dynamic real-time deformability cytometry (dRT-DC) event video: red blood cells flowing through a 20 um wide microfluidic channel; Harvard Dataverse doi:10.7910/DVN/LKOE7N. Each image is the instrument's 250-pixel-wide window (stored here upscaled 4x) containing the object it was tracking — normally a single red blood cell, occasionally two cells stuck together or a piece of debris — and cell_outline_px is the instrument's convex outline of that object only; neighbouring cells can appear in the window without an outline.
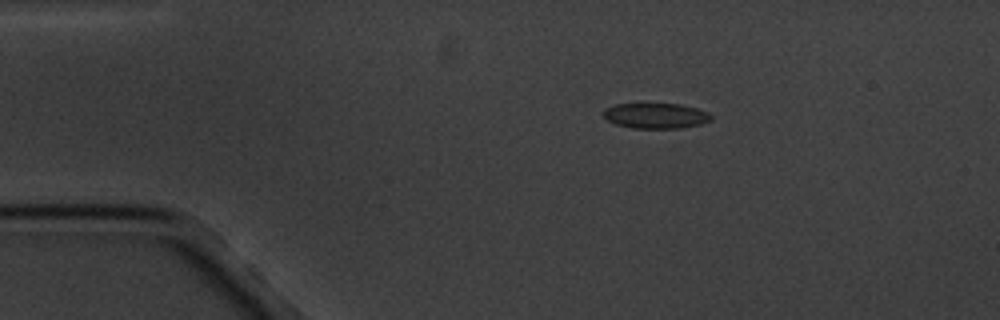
{"species": "common noctule bat (a hibernating species)", "species_latin": "Nyctalus noctula", "temperature_condition": "cold", "stored_images_in_passage": 4, "camera_frame_rate_fps": 3000, "um_per_image_px": 0.085, "animal": {"sex": "male", "body_mass_g": 20.1, "forearm_length_mm": 53.5}, "frame": {"image": 1, "passage_image": 1, "time_ms": 0.0, "image_size_px": [1000, 320], "cell_outline_px": [[712, 120], [700, 124], [680, 128], [632, 128], [616, 124], [608, 120], [604, 116], [604, 108], [616, 104], [680, 104], [696, 108], [708, 112], [712, 116]], "centroid_in_image_um": [55.75, 9.84], "position_along_channel_um": 29.2, "area_um2": 15.84}}
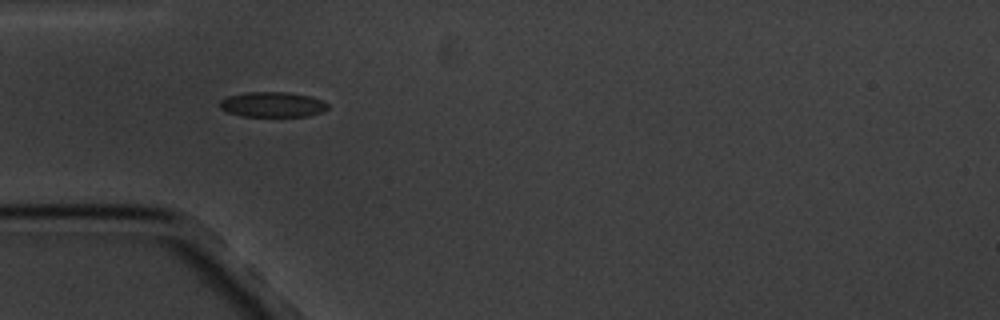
{"frame": {"image": 2, "passage_image": 3, "time_ms": 2.333, "image_size_px": [1000, 320], "cell_outline_px": [[328, 108], [320, 112], [308, 116], [240, 116], [228, 112], [220, 108], [220, 100], [228, 96], [244, 92], [288, 92], [308, 96], [320, 100], [328, 104]], "centroid_in_image_um": [23.12, 8.88], "position_along_channel_um": 61.9, "area_um2": 15.72}}
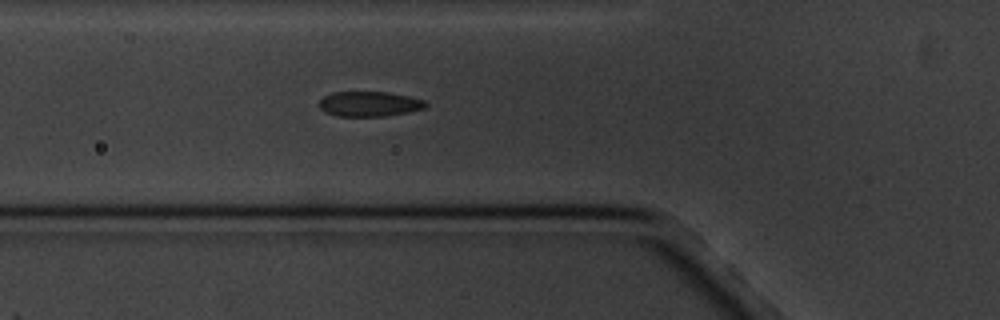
{"frame": {"image": 3, "passage_image": 4, "time_ms": 3.333, "image_size_px": [1000, 320], "cell_outline_px": [[428, 104], [424, 108], [408, 112], [384, 116], [336, 116], [324, 112], [320, 108], [320, 100], [324, 96], [332, 92], [388, 92], [408, 96], [424, 100]], "centroid_in_image_um": [31.38, 8.83], "position_along_channel_um": 94.4, "area_um2": 15.49}}